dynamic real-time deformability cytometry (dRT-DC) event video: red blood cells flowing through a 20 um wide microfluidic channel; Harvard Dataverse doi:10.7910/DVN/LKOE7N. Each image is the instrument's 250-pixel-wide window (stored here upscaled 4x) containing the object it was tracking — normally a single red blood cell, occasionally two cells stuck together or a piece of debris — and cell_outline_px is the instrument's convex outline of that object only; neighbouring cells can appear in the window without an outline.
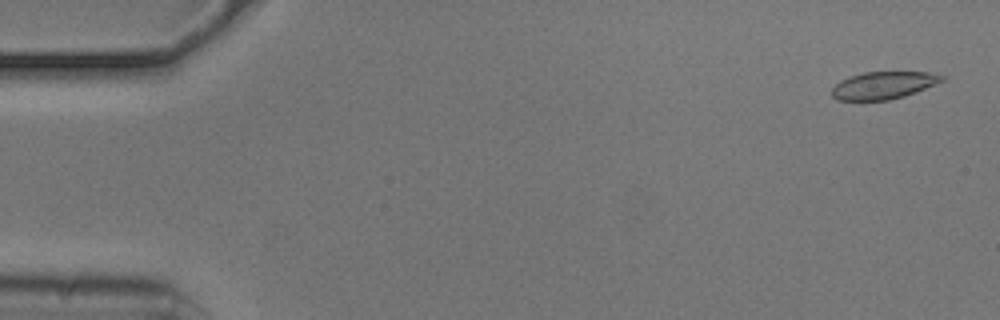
{"species": "common noctule bat (a hibernating species)", "species_latin": "Nyctalus noctula", "temperature_condition": "cold", "stored_images_in_passage": 54, "camera_frame_rate_fps": 3000, "um_per_image_px": 0.085, "animal": {"sex": "male", "body_mass_g": 20.5, "forearm_length_mm": 52.5}, "frame": {"image": 1, "passage_image": 2, "time_ms": 0.333, "image_size_px": [1000, 320], "cell_outline_px": [[948, 76], [944, 80], [916, 92], [904, 96], [888, 100], [836, 100], [832, 96], [832, 88], [840, 80], [864, 72], [928, 72]], "centroid_in_image_um": [75.11, 7.25], "position_along_channel_um": 9.9, "area_um2": 17.51}}
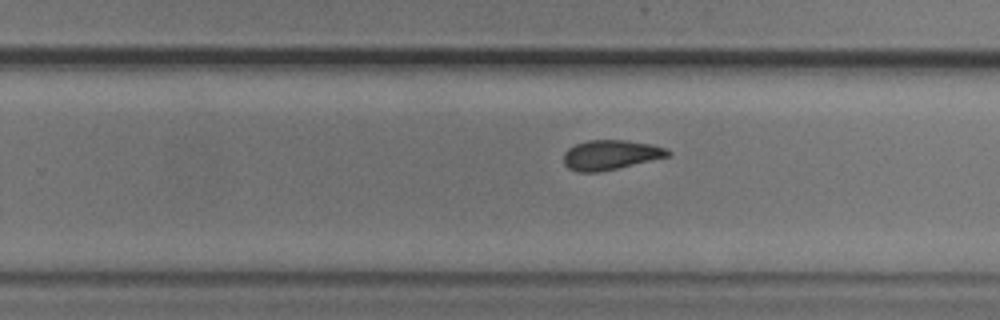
{"frame": {"image": 2, "passage_image": 34, "time_ms": 11.0, "image_size_px": [1000, 320], "cell_outline_px": [[672, 152], [668, 156], [600, 172], [576, 172], [568, 168], [564, 164], [564, 152], [568, 148], [576, 144], [588, 140], [628, 140], [652, 144], [668, 148]], "centroid_in_image_um": [51.89, 13.16], "position_along_channel_um": 277.9, "area_um2": 18.09}}
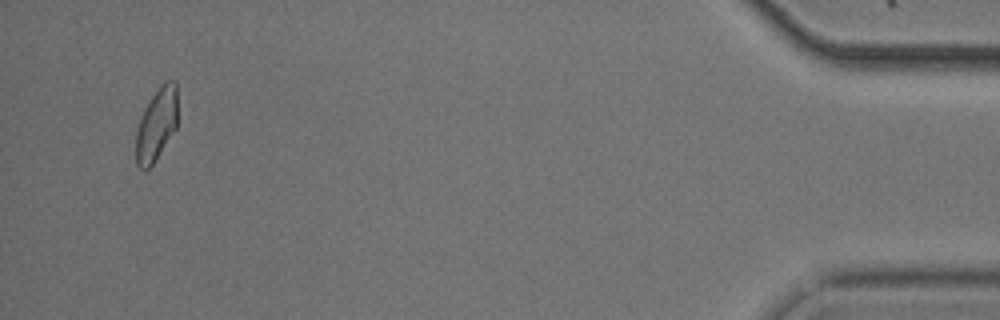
{"frame": {"image": 3, "passage_image": 52, "time_ms": 17.0, "image_size_px": [1000, 320], "cell_outline_px": [[176, 128], [152, 164], [144, 172], [136, 164], [136, 132], [144, 108], [160, 84], [164, 80], [176, 80]], "centroid_in_image_um": [13.29, 10.56], "position_along_channel_um": 421.9, "area_um2": 17.4}, "authors_computed_cell_mechanics": {"area_um2": 18.6694, "velocity_mm_per_s": 3.7263, "shape_relaxation_time_tau1_ms": 6.0793, "shape_relaxation_time_tau2_ms": 3.8383, "deformation_change_tau1": 0.1267, "deformation_change_tau2": 0.0838}}